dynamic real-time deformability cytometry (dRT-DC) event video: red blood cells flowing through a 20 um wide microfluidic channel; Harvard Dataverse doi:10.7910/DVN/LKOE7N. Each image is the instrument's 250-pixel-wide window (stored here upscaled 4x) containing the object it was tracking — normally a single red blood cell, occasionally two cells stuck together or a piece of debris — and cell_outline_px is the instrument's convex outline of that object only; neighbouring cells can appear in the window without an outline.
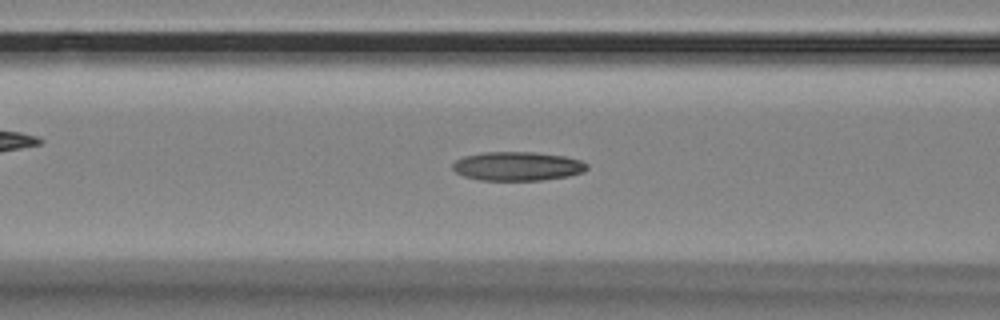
{"species": "Egyptian fruit bat (a non-hibernating species)", "species_latin": "Rousettus aegyptiacus", "temperature_condition": "room temperature", "stored_images_in_passage": 39, "camera_frame_rate_fps": 3000, "um_per_image_px": 0.085, "animal": {"sex": "female"}, "frame": {"image": 1, "passage_image": 5, "time_ms": 1.333, "image_size_px": [1000, 320], "cell_outline_px": [[588, 168], [584, 172], [568, 176], [540, 180], [480, 180], [464, 176], [456, 172], [452, 168], [452, 164], [456, 160], [464, 156], [484, 152], [532, 152], [564, 156], [580, 160], [588, 164]], "centroid_in_image_um": [43.98, 14.13], "position_along_channel_um": 122.6, "area_um2": 22.6}}
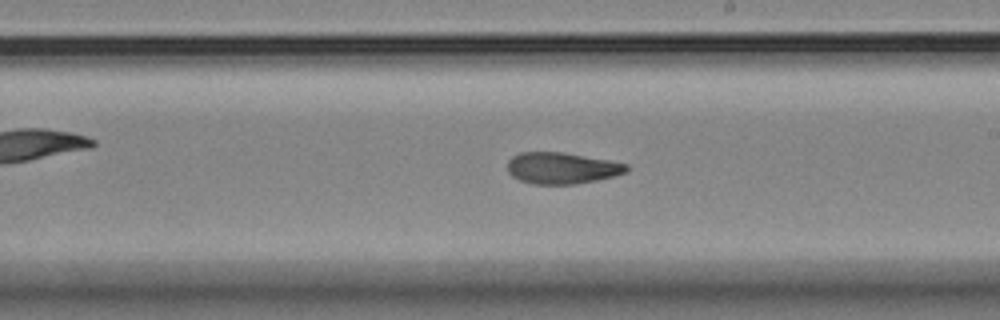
{"frame": {"image": 2, "passage_image": 15, "time_ms": 4.667, "image_size_px": [1000, 320], "cell_outline_px": [[628, 172], [596, 180], [576, 184], [532, 184], [520, 180], [512, 176], [508, 172], [508, 160], [512, 156], [520, 152], [564, 152], [608, 160], [628, 164]], "centroid_in_image_um": [47.74, 14.28], "position_along_channel_um": 241.3, "area_um2": 21.79}}
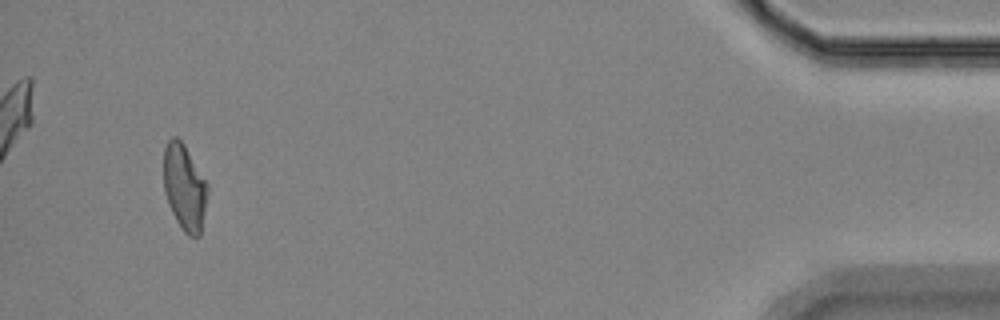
{"frame": {"image": 3, "passage_image": 36, "time_ms": 11.667, "image_size_px": [1000, 320], "cell_outline_px": [[208, 192], [200, 236], [188, 236], [184, 232], [176, 220], [168, 204], [164, 192], [164, 148], [168, 140], [172, 136], [176, 136], [184, 144], [208, 184]], "centroid_in_image_um": [15.68, 15.92], "position_along_channel_um": 419.5, "area_um2": 22.02}}